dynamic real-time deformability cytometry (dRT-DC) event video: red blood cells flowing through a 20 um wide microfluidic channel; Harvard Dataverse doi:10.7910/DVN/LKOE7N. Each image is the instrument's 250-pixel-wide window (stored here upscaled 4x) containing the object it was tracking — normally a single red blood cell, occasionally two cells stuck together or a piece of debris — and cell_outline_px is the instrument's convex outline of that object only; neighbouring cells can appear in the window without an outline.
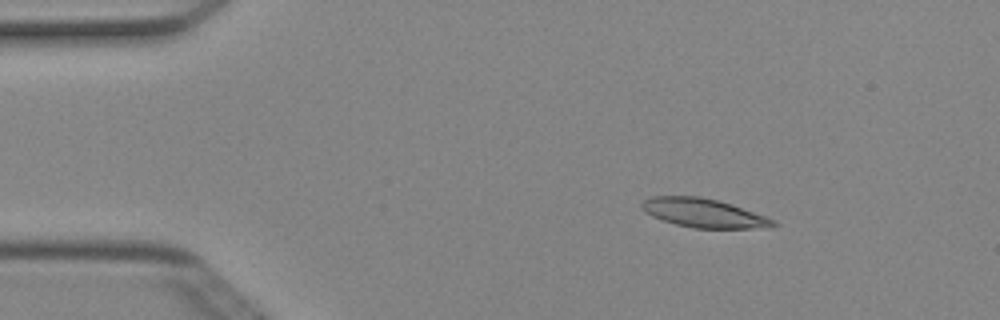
{"species": "Egyptian fruit bat (a non-hibernating species)", "species_latin": "Rousettus aegyptiacus", "temperature_condition": "cold", "stored_images_in_passage": 3, "camera_frame_rate_fps": 3000, "um_per_image_px": 0.085, "animal": {"sex": "female"}, "frame": {"image": 1, "passage_image": 2, "time_ms": 0.333, "image_size_px": [1000, 320], "cell_outline_px": [[780, 224], [768, 228], [692, 228], [676, 224], [652, 216], [644, 212], [640, 208], [640, 204], [644, 200], [652, 196], [700, 196], [732, 204], [776, 220]], "centroid_in_image_um": [59.82, 18.11], "position_along_channel_um": 25.2, "area_um2": 22.2}}